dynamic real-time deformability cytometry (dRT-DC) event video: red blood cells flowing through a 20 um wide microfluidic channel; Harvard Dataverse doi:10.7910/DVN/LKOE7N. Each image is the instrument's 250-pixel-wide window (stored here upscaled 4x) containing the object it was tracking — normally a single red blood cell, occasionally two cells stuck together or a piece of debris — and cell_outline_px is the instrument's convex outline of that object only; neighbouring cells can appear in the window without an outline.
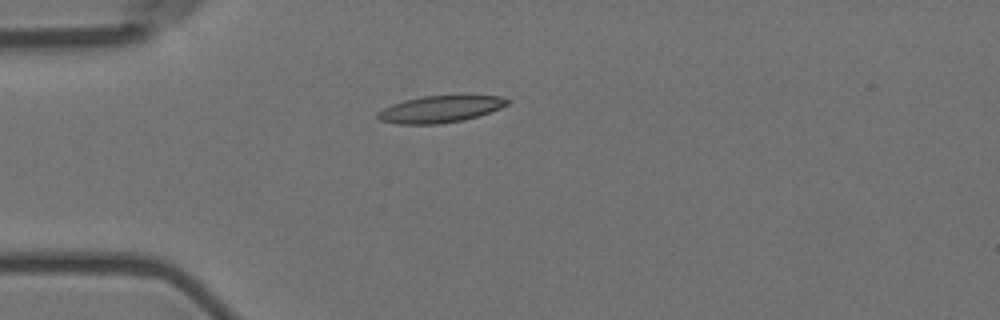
{"species": "Egyptian fruit bat (a non-hibernating species)", "species_latin": "Rousettus aegyptiacus", "temperature_condition": "room temperature", "stored_images_in_passage": 6, "camera_frame_rate_fps": 3000, "um_per_image_px": 0.085, "animal": {"sex": "female"}, "frame": {"image": 1, "passage_image": 3, "time_ms": 0.667, "image_size_px": [1000, 320], "cell_outline_px": [[508, 104], [500, 108], [464, 120], [440, 124], [400, 124], [380, 120], [376, 116], [376, 112], [392, 104], [404, 100], [424, 96], [500, 96], [508, 100]], "centroid_in_image_um": [37.36, 9.28], "position_along_channel_um": 47.6, "area_um2": 19.94}}
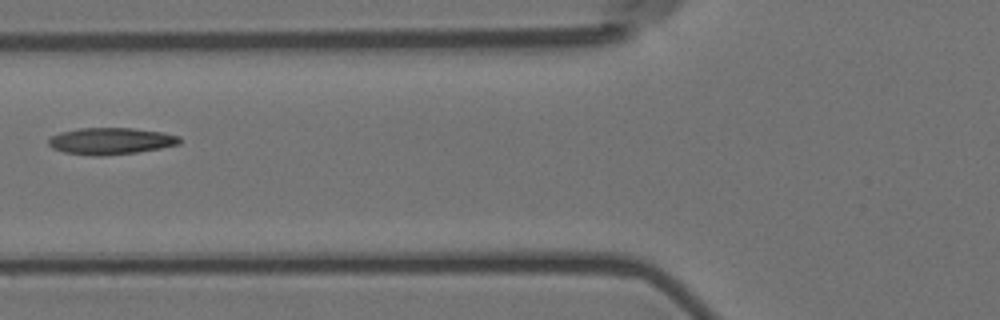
{"frame": {"image": 2, "passage_image": 5, "time_ms": 1.333, "image_size_px": [1000, 320], "cell_outline_px": [[180, 144], [160, 148], [136, 152], [100, 156], [92, 156], [64, 152], [52, 148], [48, 144], [48, 140], [52, 136], [60, 132], [80, 128], [132, 128], [164, 132], [180, 136]], "centroid_in_image_um": [9.42, 11.98], "position_along_channel_um": 116.4, "area_um2": 20.4}}
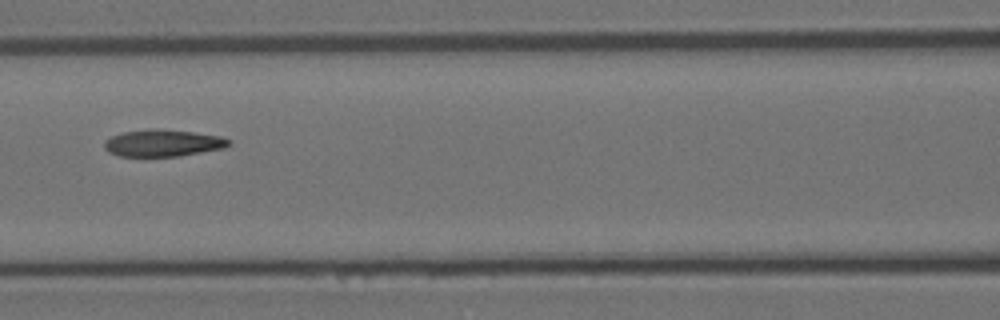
{"frame": {"image": 3, "passage_image": 6, "time_ms": 1.667, "image_size_px": [1000, 320], "cell_outline_px": [[228, 144], [224, 148], [180, 156], [120, 156], [108, 152], [104, 148], [104, 140], [112, 136], [124, 132], [152, 128], [192, 132], [220, 136], [228, 140]], "centroid_in_image_um": [13.79, 12.16], "position_along_channel_um": 152.8, "area_um2": 19.31}}